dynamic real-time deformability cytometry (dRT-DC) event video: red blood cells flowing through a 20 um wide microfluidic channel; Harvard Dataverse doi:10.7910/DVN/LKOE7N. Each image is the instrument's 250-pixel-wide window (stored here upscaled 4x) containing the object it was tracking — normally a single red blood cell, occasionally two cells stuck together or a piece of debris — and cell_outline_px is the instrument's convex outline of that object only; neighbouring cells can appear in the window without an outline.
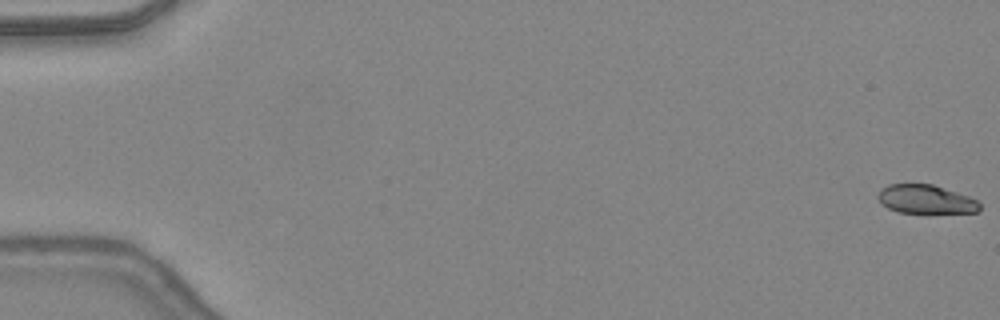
{"species": "common noctule bat (a hibernating species)", "species_latin": "Nyctalus noctula", "temperature_condition": "warm", "stored_images_in_passage": 48, "camera_frame_rate_fps": 3000, "um_per_image_px": 0.085, "animal": {"sex": "female", "body_mass_g": 24.6, "forearm_length_mm": 56.2}, "frame": {"image": 1, "passage_image": 1, "time_ms": 0.0, "image_size_px": [1000, 320], "cell_outline_px": [[980, 208], [976, 212], [896, 212], [880, 204], [876, 196], [888, 184], [932, 184], [968, 196], [976, 200], [980, 204]], "centroid_in_image_um": [78.65, 16.93], "position_along_channel_um": 6.4, "area_um2": 16.76}}
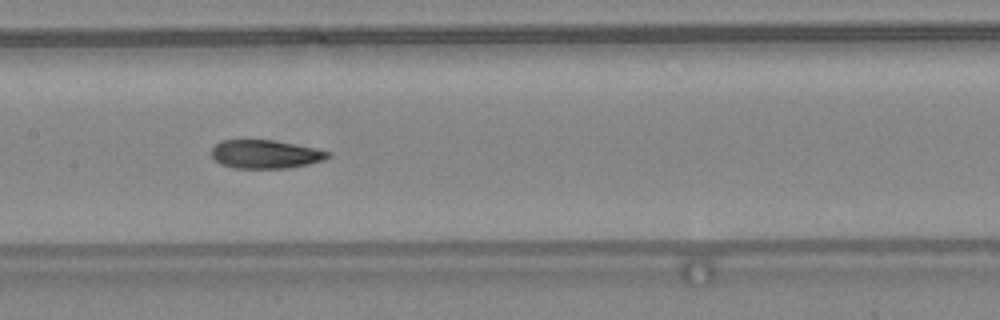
{"frame": {"image": 2, "passage_image": 25, "time_ms": 8.0, "image_size_px": [1000, 320], "cell_outline_px": [[332, 156], [324, 160], [308, 164], [284, 168], [236, 168], [220, 164], [212, 156], [212, 148], [220, 140], [272, 140], [316, 148], [332, 152]], "centroid_in_image_um": [22.59, 13.1], "position_along_channel_um": 184.8, "area_um2": 19.31}}
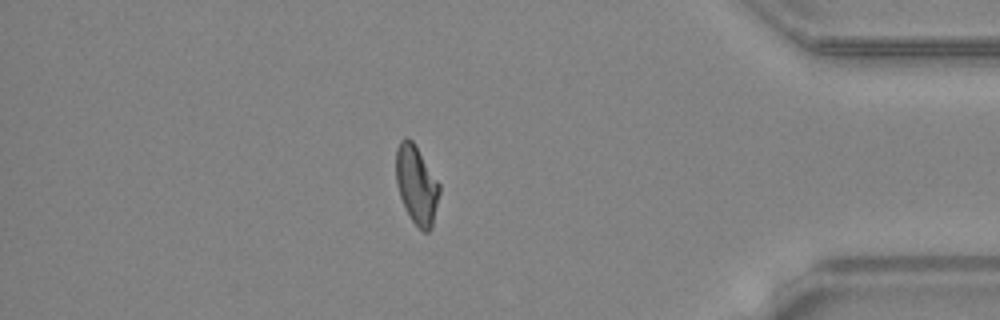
{"frame": {"image": 3, "passage_image": 42, "time_ms": 13.667, "image_size_px": [1000, 320], "cell_outline_px": [[440, 192], [432, 228], [428, 232], [424, 232], [412, 220], [400, 196], [396, 184], [396, 148], [400, 140], [404, 136], [408, 136], [412, 140], [440, 184]], "centroid_in_image_um": [35.4, 15.68], "position_along_channel_um": 399.8, "area_um2": 19.77}, "authors_computed_cell_mechanics": {"area_um2": 19.8832, "velocity_mm_per_s": 4.4148, "shape_relaxation_time_tau1_ms": null, "shape_relaxation_time_tau2_ms": 1.2885, "deformation_change_tau1": null, "deformation_change_tau2": 0.0572}}